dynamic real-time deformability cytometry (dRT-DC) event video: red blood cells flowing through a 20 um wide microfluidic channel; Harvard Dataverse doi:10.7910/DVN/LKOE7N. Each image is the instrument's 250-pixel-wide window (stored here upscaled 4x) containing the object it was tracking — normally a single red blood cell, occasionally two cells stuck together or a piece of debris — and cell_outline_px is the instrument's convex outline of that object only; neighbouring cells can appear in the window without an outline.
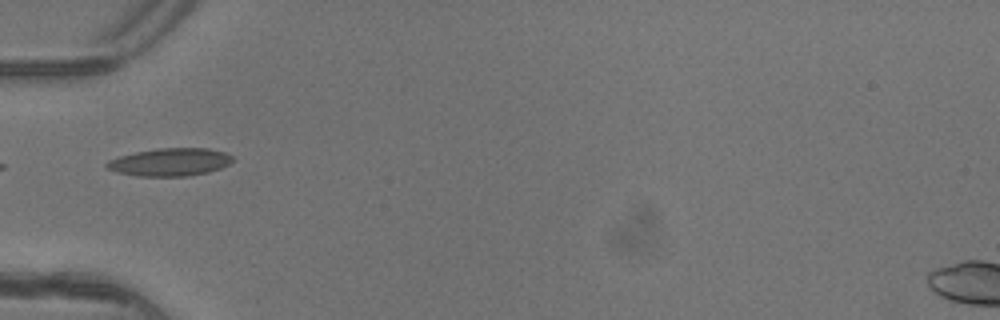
{"species": "common noctule bat (a hibernating species)", "species_latin": "Nyctalus noctula", "temperature_condition": "warm", "stored_images_in_passage": 2, "camera_frame_rate_fps": 3000, "um_per_image_px": 0.085, "animal": {"sex": "female"}, "frame": {"image": 1, "passage_image": 2, "time_ms": 0.333, "image_size_px": [1000, 320], "cell_outline_px": [[232, 160], [228, 164], [220, 168], [208, 172], [188, 176], [136, 176], [116, 172], [108, 168], [104, 164], [108, 160], [120, 156], [136, 152], [156, 148], [208, 148], [224, 152], [232, 156]], "centroid_in_image_um": [14.42, 13.77], "position_along_channel_um": 70.6, "area_um2": 20.35}}